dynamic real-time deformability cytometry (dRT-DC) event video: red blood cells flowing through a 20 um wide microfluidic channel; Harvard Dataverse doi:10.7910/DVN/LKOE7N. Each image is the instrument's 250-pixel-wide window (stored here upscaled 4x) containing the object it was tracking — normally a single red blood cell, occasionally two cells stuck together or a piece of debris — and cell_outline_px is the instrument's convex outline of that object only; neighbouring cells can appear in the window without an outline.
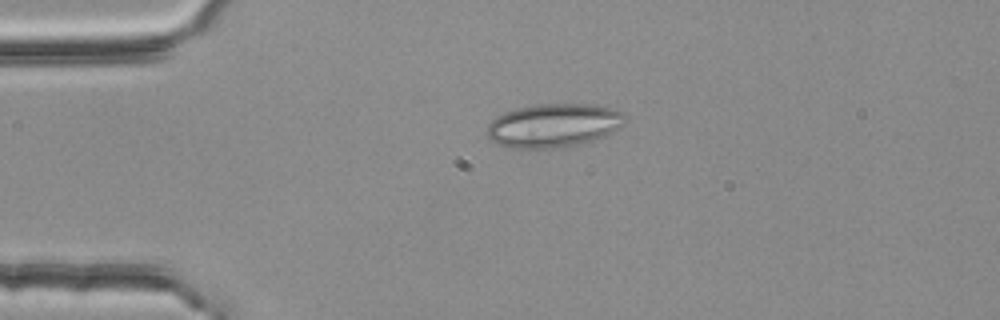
{"species": "common noctule bat (a hibernating species)", "species_latin": "Nyctalus noctula", "temperature_condition": "room temperature", "stored_images_in_passage": 2, "camera_frame_rate_fps": 3000, "um_per_image_px": 0.085, "animal": {"sex": "female", "body_mass_g": 25.1}, "frame": {"image": 1, "passage_image": 1, "time_ms": 0.0, "image_size_px": [1000, 320], "cell_outline_px": [[628, 116], [624, 124], [620, 128], [608, 136], [580, 144], [560, 148], [504, 148], [492, 140], [488, 136], [488, 124], [496, 116], [504, 112], [516, 108], [536, 104], [596, 104], [624, 112]], "centroid_in_image_um": [47.11, 10.66], "position_along_channel_um": 37.9, "area_um2": 35.72}}
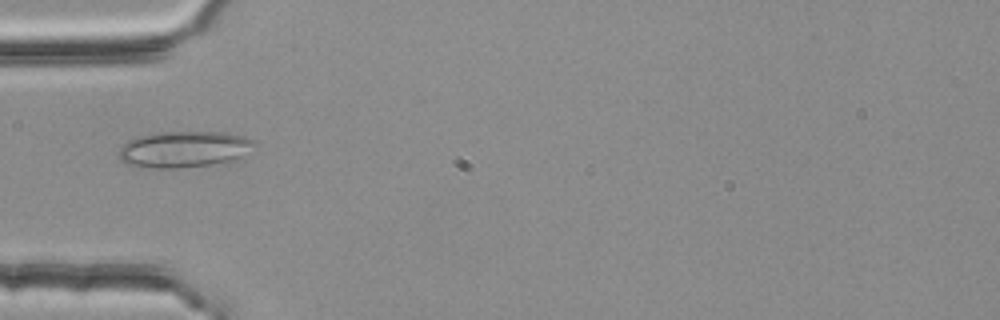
{"frame": {"image": 2, "passage_image": 2, "time_ms": 0.333, "image_size_px": [1000, 320], "cell_outline_px": [[256, 144], [236, 160], [212, 164], [180, 168], [132, 168], [120, 160], [120, 148], [128, 140], [136, 136], [156, 132], [228, 132], [244, 136], [252, 140]], "centroid_in_image_um": [15.58, 12.69], "position_along_channel_um": 69.4, "area_um2": 29.02}}